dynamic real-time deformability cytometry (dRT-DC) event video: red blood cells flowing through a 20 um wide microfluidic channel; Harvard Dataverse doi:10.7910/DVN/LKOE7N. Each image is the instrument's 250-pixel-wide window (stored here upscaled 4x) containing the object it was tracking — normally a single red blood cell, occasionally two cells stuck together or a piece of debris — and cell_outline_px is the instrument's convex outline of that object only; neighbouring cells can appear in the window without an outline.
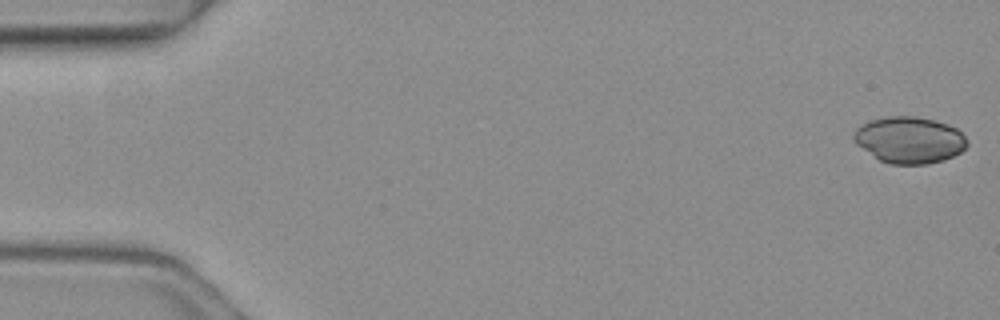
{"species": "common noctule bat (a hibernating species)", "species_latin": "Nyctalus noctula", "temperature_condition": "warm", "stored_images_in_passage": 2, "camera_frame_rate_fps": 3000, "um_per_image_px": 0.085, "animal": {"sex": "female", "body_mass_g": 19.3, "forearm_length_mm": 54.1}, "frame": {"image": 1, "passage_image": 2, "time_ms": 0.333, "image_size_px": [1000, 320], "cell_outline_px": [[968, 144], [960, 152], [944, 160], [928, 164], [888, 164], [880, 160], [856, 144], [852, 140], [852, 136], [856, 128], [868, 120], [884, 116], [916, 116], [936, 120], [948, 124], [956, 128], [968, 140]], "centroid_in_image_um": [77.28, 11.88], "position_along_channel_um": 7.7, "area_um2": 30.98}}